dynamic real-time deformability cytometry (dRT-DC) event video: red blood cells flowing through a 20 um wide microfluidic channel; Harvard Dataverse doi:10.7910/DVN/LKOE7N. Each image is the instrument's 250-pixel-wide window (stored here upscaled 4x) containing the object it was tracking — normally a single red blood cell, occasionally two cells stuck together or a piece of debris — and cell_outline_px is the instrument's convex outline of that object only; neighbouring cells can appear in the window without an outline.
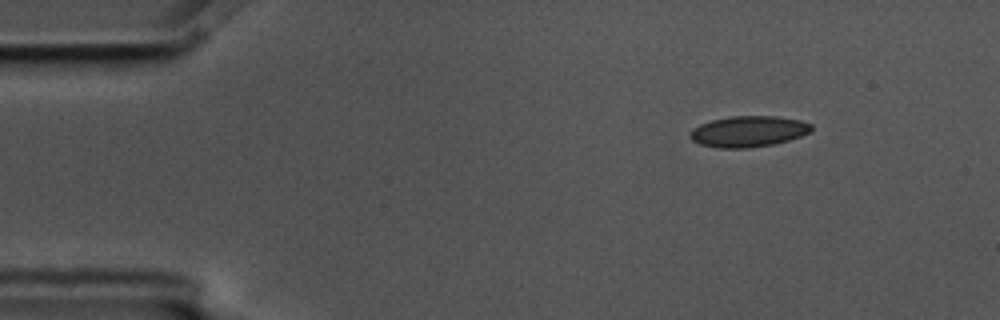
{"species": "common noctule bat (a hibernating species)", "species_latin": "Nyctalus noctula", "temperature_condition": "cold", "stored_images_in_passage": 9, "camera_frame_rate_fps": 3000, "um_per_image_px": 0.085, "animal": {"sex": "male", "body_mass_g": 17.5, "forearm_length_mm": 52.3}, "frame": {"image": 1, "passage_image": 1, "time_ms": 0.0, "image_size_px": [1000, 320], "cell_outline_px": [[812, 132], [788, 140], [772, 144], [748, 148], [720, 148], [700, 144], [692, 140], [688, 136], [688, 132], [692, 128], [700, 124], [712, 120], [732, 116], [776, 116], [800, 120], [812, 124]], "centroid_in_image_um": [63.59, 11.17], "position_along_channel_um": 21.4, "area_um2": 21.96}}
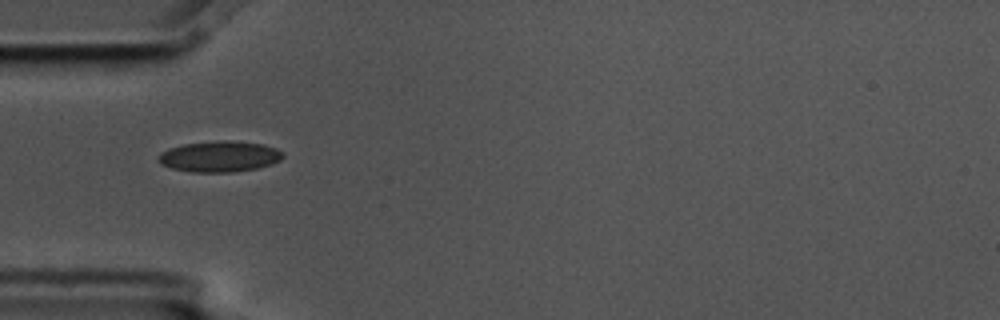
{"frame": {"image": 2, "passage_image": 4, "time_ms": 1.0, "image_size_px": [1000, 320], "cell_outline_px": [[284, 156], [280, 160], [272, 164], [256, 168], [232, 172], [192, 172], [172, 168], [160, 164], [156, 160], [156, 156], [160, 152], [168, 148], [184, 144], [224, 140], [228, 140], [264, 144], [276, 148], [284, 152]], "centroid_in_image_um": [18.64, 13.3], "position_along_channel_um": 66.4, "area_um2": 22.6}}